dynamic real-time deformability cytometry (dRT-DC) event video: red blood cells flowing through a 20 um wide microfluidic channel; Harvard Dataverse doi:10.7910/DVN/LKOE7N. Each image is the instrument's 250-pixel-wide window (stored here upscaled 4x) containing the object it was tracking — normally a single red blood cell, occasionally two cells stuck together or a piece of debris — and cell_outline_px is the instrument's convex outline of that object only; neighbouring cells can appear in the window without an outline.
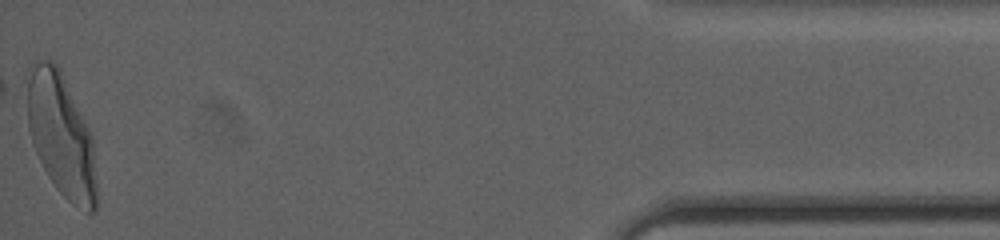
{"species": "human", "species_latin": "Homo sapiens", "temperature_condition": "cold", "stored_images_in_passage": 51, "camera_frame_rate_fps": 3000, "um_per_image_px": 0.085, "donor": {"sex": "female"}, "frame": {"image": 1, "passage_image": 51, "time_ms": 16.667, "image_size_px": [1000, 240], "cell_outline_px": [[96, 208], [92, 212], [88, 212], [72, 204], [56, 188], [48, 176], [32, 144], [28, 128], [28, 68], [36, 60], [52, 60], [60, 68], [92, 136], [96, 180]], "centroid_in_image_um": [5.19, 11.47], "position_along_channel_um": 430.0, "area_um2": 49.36}, "authors_computed_cell_mechanics": {"area_um2": 44.9684, "velocity_mm_per_s": 3.7286, "shape_relaxation_time_tau1_ms": 4.6688, "shape_relaxation_time_tau2_ms": 0.9997, "deformation_change_tau1": 0.1946, "deformation_change_tau2": 0.0788}}